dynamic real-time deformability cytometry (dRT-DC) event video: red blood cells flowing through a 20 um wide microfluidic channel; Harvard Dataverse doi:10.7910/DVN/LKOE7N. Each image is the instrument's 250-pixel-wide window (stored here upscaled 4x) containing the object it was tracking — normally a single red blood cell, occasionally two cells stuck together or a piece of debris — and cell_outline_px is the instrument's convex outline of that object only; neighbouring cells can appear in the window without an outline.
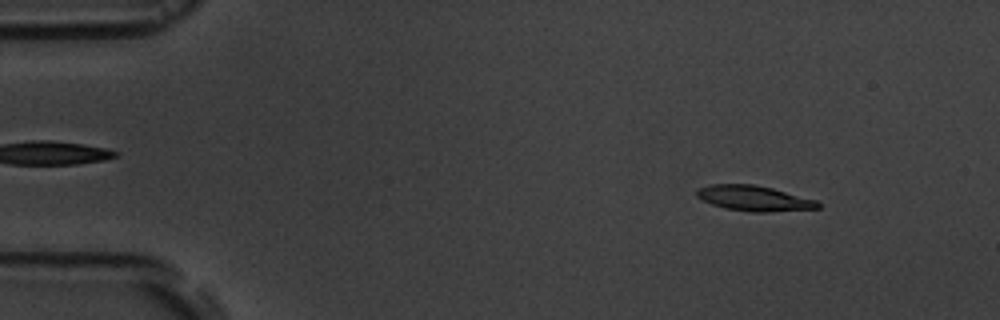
{"species": "common noctule bat (a hibernating species)", "species_latin": "Nyctalus noctula", "temperature_condition": "room temperature", "stored_images_in_passage": 3, "camera_frame_rate_fps": 3000, "um_per_image_px": 0.085, "animal": {"sex": "male", "body_mass_g": 19.5, "forearm_length_mm": 54.6}, "frame": {"image": 1, "passage_image": 3, "time_ms": 3.333, "image_size_px": [1000, 320], "cell_outline_px": [[820, 208], [768, 212], [752, 212], [724, 208], [712, 204], [696, 196], [696, 188], [712, 184], [752, 184], [772, 188], [816, 200], [820, 204]], "centroid_in_image_um": [64.07, 16.85], "position_along_channel_um": 20.9, "area_um2": 17.8}}